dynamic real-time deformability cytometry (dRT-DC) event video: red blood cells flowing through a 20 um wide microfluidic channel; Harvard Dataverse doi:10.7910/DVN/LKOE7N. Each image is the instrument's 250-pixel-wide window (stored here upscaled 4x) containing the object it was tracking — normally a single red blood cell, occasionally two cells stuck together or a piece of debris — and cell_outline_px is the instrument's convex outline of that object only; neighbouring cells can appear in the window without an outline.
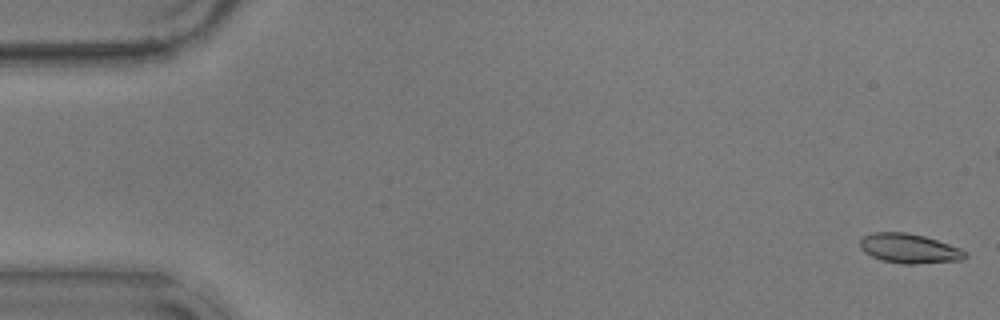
{"species": "common noctule bat (a hibernating species)", "species_latin": "Nyctalus noctula", "temperature_condition": "warm", "stored_images_in_passage": 57, "camera_frame_rate_fps": 3000, "um_per_image_px": 0.085, "animal": {"sex": "male", "body_mass_g": 17.9}, "frame": {"image": 1, "passage_image": 1, "time_ms": 0.0, "image_size_px": [1000, 320], "cell_outline_px": [[968, 256], [964, 260], [916, 264], [904, 264], [880, 260], [864, 252], [860, 248], [860, 240], [864, 236], [872, 232], [908, 232], [924, 236], [960, 248]], "centroid_in_image_um": [77.27, 21.12], "position_along_channel_um": 7.7, "area_um2": 18.15}}
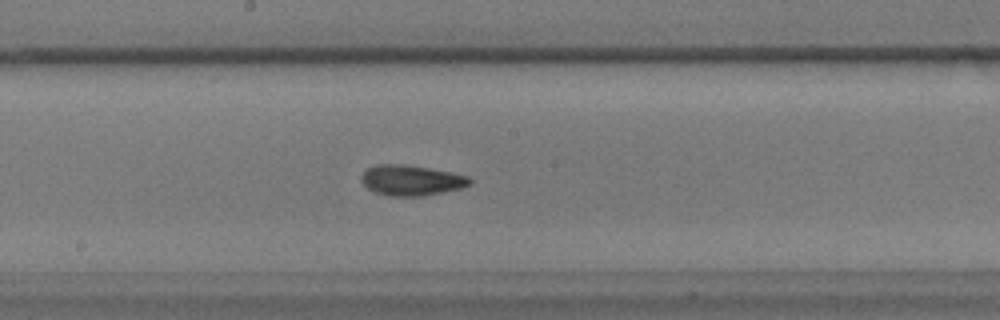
{"frame": {"image": 2, "passage_image": 30, "time_ms": 9.667, "image_size_px": [1000, 320], "cell_outline_px": [[472, 184], [460, 188], [420, 196], [388, 196], [376, 192], [368, 188], [360, 180], [360, 176], [368, 168], [376, 164], [404, 164], [428, 168], [468, 176], [472, 180]], "centroid_in_image_um": [34.93, 15.32], "position_along_channel_um": 213.3, "area_um2": 19.02}}
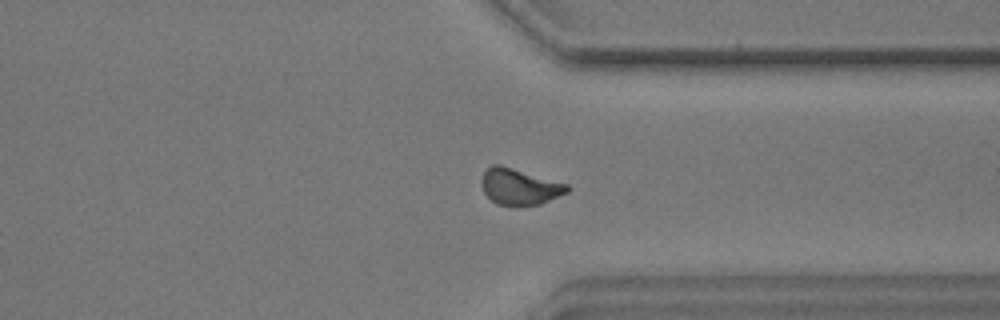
{"frame": {"image": 3, "passage_image": 43, "time_ms": 14.0, "image_size_px": [1000, 320], "cell_outline_px": [[572, 188], [568, 192], [540, 204], [516, 208], [496, 204], [484, 192], [480, 180], [484, 172], [492, 164], [500, 164], [568, 184]], "centroid_in_image_um": [44.16, 15.89], "position_along_channel_um": 367.2, "area_um2": 18.44}, "authors_computed_cell_mechanics": {"area_um2": 17.918, "velocity_mm_per_s": 3.57, "shape_relaxation_time_tau1_ms": 6.5047, "shape_relaxation_time_tau2_ms": 1.7758, "deformation_change_tau1": 0.1538, "deformation_change_tau2": 0.0664}}